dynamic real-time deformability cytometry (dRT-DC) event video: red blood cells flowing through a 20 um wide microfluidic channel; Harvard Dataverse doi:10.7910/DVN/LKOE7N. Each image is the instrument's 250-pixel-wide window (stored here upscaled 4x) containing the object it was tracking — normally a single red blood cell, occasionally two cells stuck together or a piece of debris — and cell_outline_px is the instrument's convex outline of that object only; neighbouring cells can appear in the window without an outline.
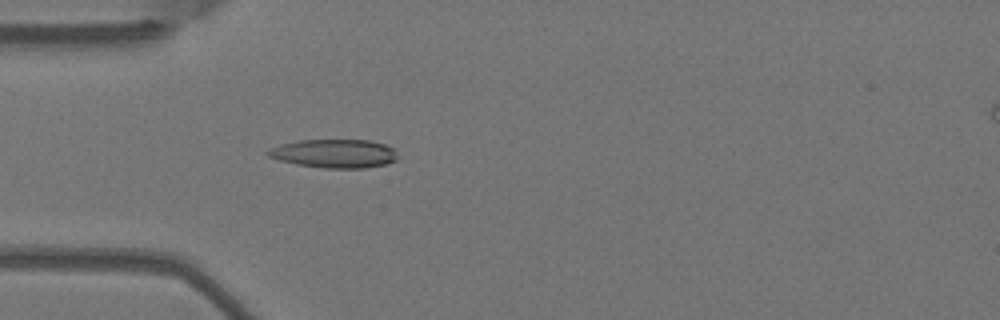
{"species": "Egyptian fruit bat (a non-hibernating species)", "species_latin": "Rousettus aegyptiacus", "temperature_condition": "warm", "stored_images_in_passage": 4, "camera_frame_rate_fps": 3000, "um_per_image_px": 0.085, "animal": {"sex": "female"}, "frame": {"image": 1, "passage_image": 4, "time_ms": 1.0, "image_size_px": [1000, 320], "cell_outline_px": [[396, 160], [388, 164], [364, 168], [324, 168], [296, 164], [280, 160], [268, 156], [264, 152], [268, 148], [280, 144], [300, 140], [368, 140], [384, 144], [392, 148], [396, 152]], "centroid_in_image_um": [28.39, 13.05], "position_along_channel_um": 56.6, "area_um2": 21.68}}